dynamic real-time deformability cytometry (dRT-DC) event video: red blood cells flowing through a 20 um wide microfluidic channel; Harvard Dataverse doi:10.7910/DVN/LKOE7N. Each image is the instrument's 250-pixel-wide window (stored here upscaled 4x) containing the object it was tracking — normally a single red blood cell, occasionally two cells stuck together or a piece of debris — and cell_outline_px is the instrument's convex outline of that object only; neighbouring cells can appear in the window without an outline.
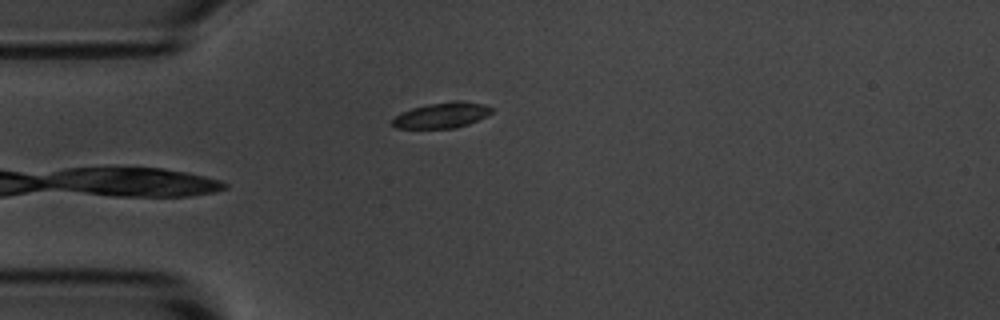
{"species": "common noctule bat (a hibernating species)", "species_latin": "Nyctalus noctula", "temperature_condition": "room temperature", "stored_images_in_passage": 3, "camera_frame_rate_fps": 3000, "um_per_image_px": 0.085, "animal": {"sex": "male", "body_mass_g": 20.1, "forearm_length_mm": 53.5}, "frame": {"image": 1, "passage_image": 3, "time_ms": 2.0, "image_size_px": [1000, 320], "cell_outline_px": [[496, 108], [492, 112], [468, 124], [452, 128], [396, 128], [388, 124], [400, 112], [412, 108], [428, 104], [484, 104]], "centroid_in_image_um": [37.44, 9.85], "position_along_channel_um": 47.6, "area_um2": 13.99}}